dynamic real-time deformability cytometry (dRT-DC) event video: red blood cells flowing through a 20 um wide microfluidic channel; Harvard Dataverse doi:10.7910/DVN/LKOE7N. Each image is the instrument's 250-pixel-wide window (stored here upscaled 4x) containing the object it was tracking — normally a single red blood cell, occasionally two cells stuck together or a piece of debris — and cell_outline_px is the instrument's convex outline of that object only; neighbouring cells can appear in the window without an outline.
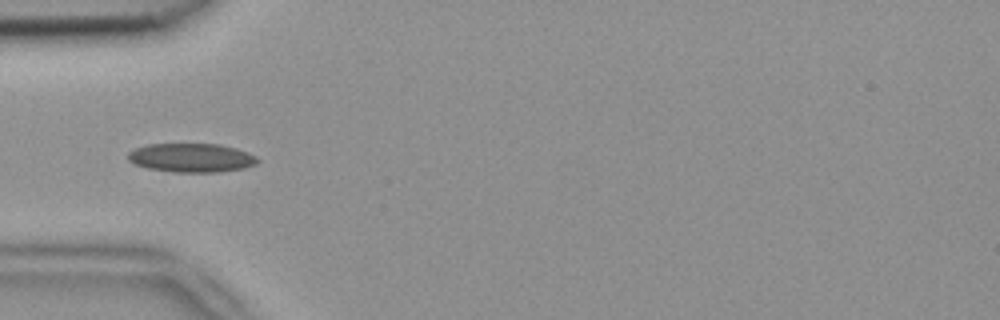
{"species": "common noctule bat (a hibernating species)", "species_latin": "Nyctalus noctula", "temperature_condition": "room temperature", "stored_images_in_passage": 4, "camera_frame_rate_fps": 3000, "um_per_image_px": 0.085, "animal": {"sex": "female", "body_mass_g": 18.4}, "frame": {"image": 1, "passage_image": 1, "time_ms": 0.0, "image_size_px": [1000, 320], "cell_outline_px": [[260, 160], [256, 164], [244, 168], [216, 172], [172, 172], [148, 168], [136, 164], [128, 160], [128, 152], [136, 148], [148, 144], [220, 144], [236, 148], [248, 152], [256, 156]], "centroid_in_image_um": [16.29, 13.41], "position_along_channel_um": 68.7, "area_um2": 21.79}}
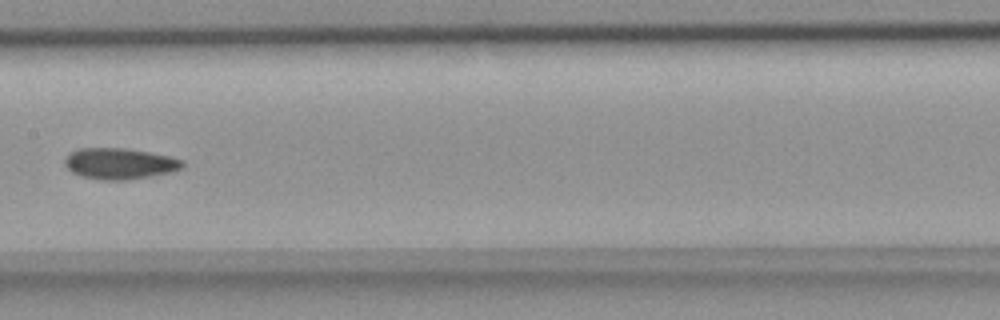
{"frame": {"image": 2, "passage_image": 4, "time_ms": 1.0, "image_size_px": [1000, 320], "cell_outline_px": [[184, 164], [180, 168], [172, 172], [128, 180], [100, 180], [80, 176], [72, 172], [64, 164], [64, 160], [72, 152], [80, 148], [124, 148], [148, 152], [168, 156], [184, 160]], "centroid_in_image_um": [10.16, 13.91], "position_along_channel_um": 197.2, "area_um2": 21.21}}